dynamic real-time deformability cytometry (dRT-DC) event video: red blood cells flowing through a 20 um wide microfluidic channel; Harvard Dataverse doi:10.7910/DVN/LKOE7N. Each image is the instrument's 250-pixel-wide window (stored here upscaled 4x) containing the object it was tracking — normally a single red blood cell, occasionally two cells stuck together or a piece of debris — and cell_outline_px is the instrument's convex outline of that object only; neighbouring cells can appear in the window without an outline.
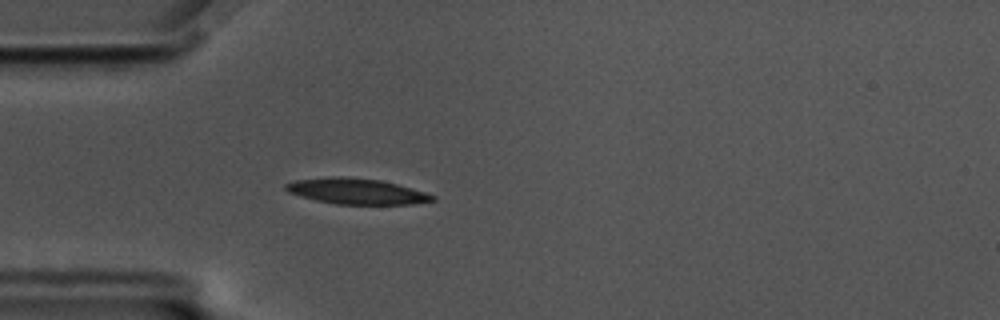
{"species": "common noctule bat (a hibernating species)", "species_latin": "Nyctalus noctula", "temperature_condition": "cold", "stored_images_in_passage": 53, "camera_frame_rate_fps": 3000, "um_per_image_px": 0.085, "animal": {"sex": "male", "body_mass_g": 17.5, "forearm_length_mm": 52.3}, "frame": {"image": 1, "passage_image": 12, "time_ms": 3.667, "image_size_px": [1000, 320], "cell_outline_px": [[436, 200], [412, 204], [336, 204], [316, 200], [300, 196], [288, 192], [284, 188], [284, 184], [296, 180], [336, 176], [340, 176], [380, 180], [396, 184], [424, 192], [436, 196]], "centroid_in_image_um": [30.28, 16.26], "position_along_channel_um": 54.7, "area_um2": 21.79}}
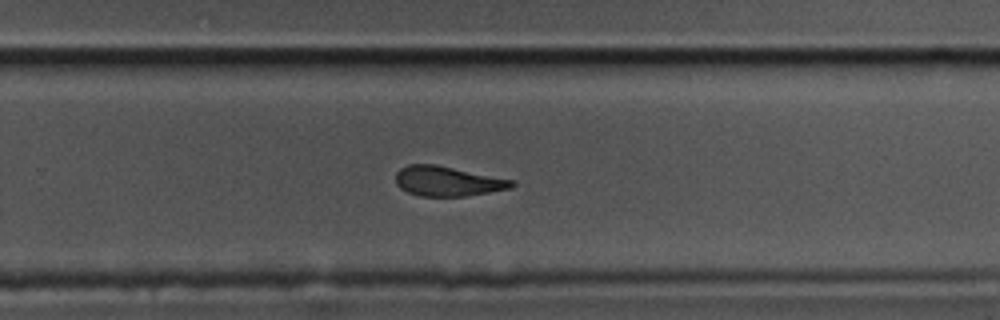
{"frame": {"image": 2, "passage_image": 33, "time_ms": 10.667, "image_size_px": [1000, 320], "cell_outline_px": [[516, 184], [512, 188], [464, 196], [420, 196], [408, 192], [400, 188], [396, 184], [396, 172], [400, 168], [408, 164], [436, 164], [516, 180]], "centroid_in_image_um": [38.06, 15.39], "position_along_channel_um": 291.7, "area_um2": 20.35}}
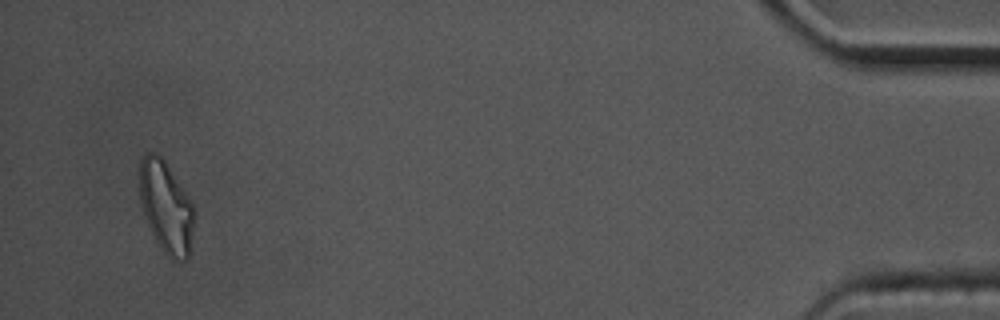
{"frame": {"image": 3, "passage_image": 51, "time_ms": 16.667, "image_size_px": [1000, 320], "cell_outline_px": [[192, 232], [188, 260], [172, 260], [156, 244], [144, 216], [140, 204], [140, 160], [148, 152], [152, 152], [160, 156], [164, 160], [188, 196], [192, 204]], "centroid_in_image_um": [14.08, 17.63], "position_along_channel_um": 421.1, "area_um2": 28.78}, "authors_computed_cell_mechanics": {"area_um2": 21.7906, "velocity_mm_per_s": 3.4787, "shape_relaxation_time_tau1_ms": 8.9888, "shape_relaxation_time_tau2_ms": 4.117, "deformation_change_tau1": 0.2237, "deformation_change_tau2": 0.1274}}